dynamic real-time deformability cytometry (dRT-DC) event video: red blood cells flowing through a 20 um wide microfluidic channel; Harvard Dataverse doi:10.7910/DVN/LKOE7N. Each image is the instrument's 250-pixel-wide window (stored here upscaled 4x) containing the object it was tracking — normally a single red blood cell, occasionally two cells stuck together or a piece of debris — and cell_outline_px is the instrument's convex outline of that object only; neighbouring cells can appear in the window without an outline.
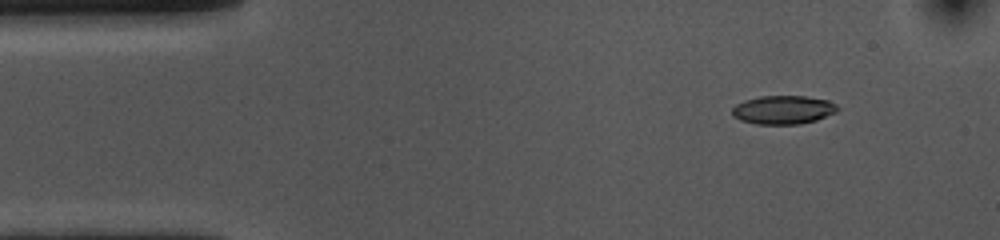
{"species": "common noctule bat (a hibernating species)", "species_latin": "Nyctalus noctula", "temperature_condition": "cold", "stored_images_in_passage": 49, "camera_frame_rate_fps": 3000, "um_per_image_px": 0.085, "animal": {"sex": "female", "body_mass_g": 10.0, "forearm_length_mm": 53.1}, "frame": {"image": 1, "passage_image": 1, "time_ms": 0.0, "image_size_px": [1000, 240], "cell_outline_px": [[840, 108], [836, 112], [816, 120], [800, 124], [756, 124], [740, 120], [732, 116], [732, 108], [736, 104], [744, 100], [760, 96], [804, 96], [828, 100], [836, 104]], "centroid_in_image_um": [66.56, 9.33], "position_along_channel_um": 18.4, "area_um2": 17.63}}
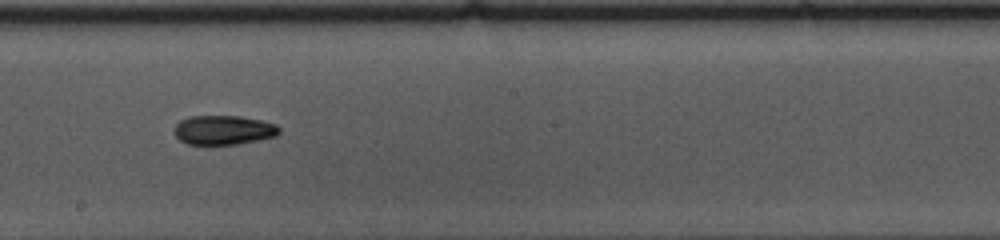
{"frame": {"image": 2, "passage_image": 24, "time_ms": 7.667, "image_size_px": [1000, 240], "cell_outline_px": [[280, 132], [276, 136], [236, 144], [188, 144], [180, 140], [176, 136], [176, 124], [180, 120], [188, 116], [240, 116], [260, 120], [276, 124], [280, 128]], "centroid_in_image_um": [19.01, 11.04], "position_along_channel_um": 229.2, "area_um2": 17.74}}
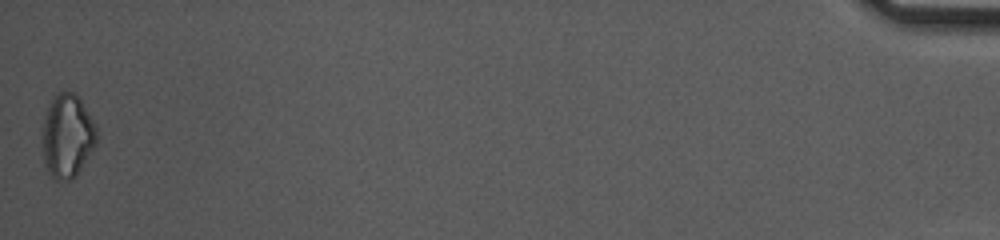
{"frame": {"image": 3, "passage_image": 49, "time_ms": 16.0, "image_size_px": [1000, 240], "cell_outline_px": [[96, 144], [76, 176], [72, 180], [56, 180], [48, 172], [44, 164], [44, 120], [52, 96], [56, 92], [72, 92], [80, 96], [96, 124]], "centroid_in_image_um": [5.75, 11.53], "position_along_channel_um": 429.4, "area_um2": 26.36}, "authors_computed_cell_mechanics": {"area_um2": 18.2648, "velocity_mm_per_s": 3.6354, "shape_relaxation_time_tau1_ms": 4.4169, "shape_relaxation_time_tau2_ms": 8.6664, "deformation_change_tau1": 0.1125, "deformation_change_tau2": 0.1623}}